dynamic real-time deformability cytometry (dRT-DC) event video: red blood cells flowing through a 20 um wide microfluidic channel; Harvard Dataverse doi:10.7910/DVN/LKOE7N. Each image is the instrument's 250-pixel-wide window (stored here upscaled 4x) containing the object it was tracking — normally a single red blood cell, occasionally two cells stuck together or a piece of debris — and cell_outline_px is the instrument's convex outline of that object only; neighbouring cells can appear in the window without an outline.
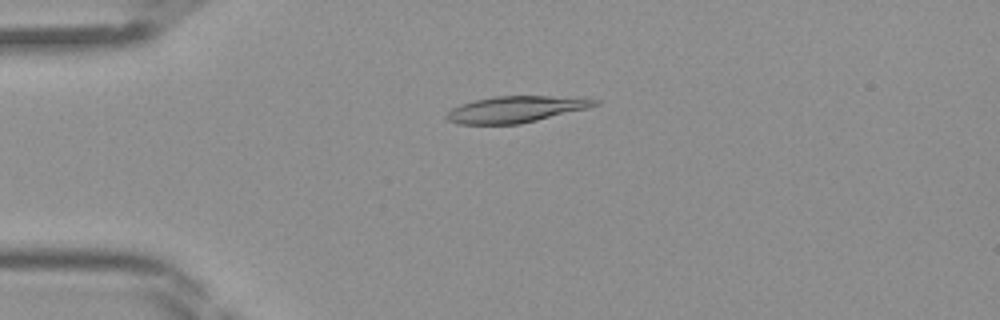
{"species": "Egyptian fruit bat (a non-hibernating species)", "species_latin": "Rousettus aegyptiacus", "temperature_condition": "room temperature", "stored_images_in_passage": 44, "camera_frame_rate_fps": 3000, "um_per_image_px": 0.085, "frame": {"image": 1, "passage_image": 11, "time_ms": 3.333, "image_size_px": [1000, 320], "cell_outline_px": [[600, 104], [588, 108], [520, 124], [460, 124], [448, 120], [444, 116], [452, 108], [460, 104], [476, 100], [496, 96], [548, 96], [600, 100]], "centroid_in_image_um": [43.82, 9.29], "position_along_channel_um": 41.2, "area_um2": 22.48}}
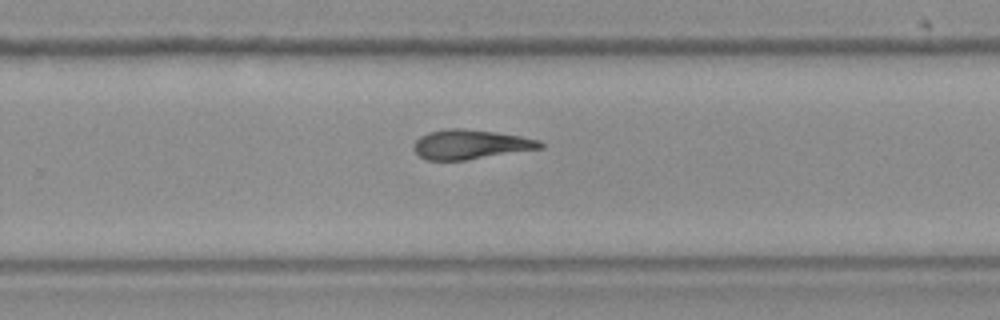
{"frame": {"image": 2, "passage_image": 29, "time_ms": 9.333, "image_size_px": [1000, 320], "cell_outline_px": [[544, 148], [464, 160], [424, 160], [412, 148], [412, 144], [420, 136], [428, 132], [448, 128], [456, 128], [492, 132], [520, 136], [540, 140], [544, 144]], "centroid_in_image_um": [39.97, 12.28], "position_along_channel_um": 289.8, "area_um2": 21.62}}
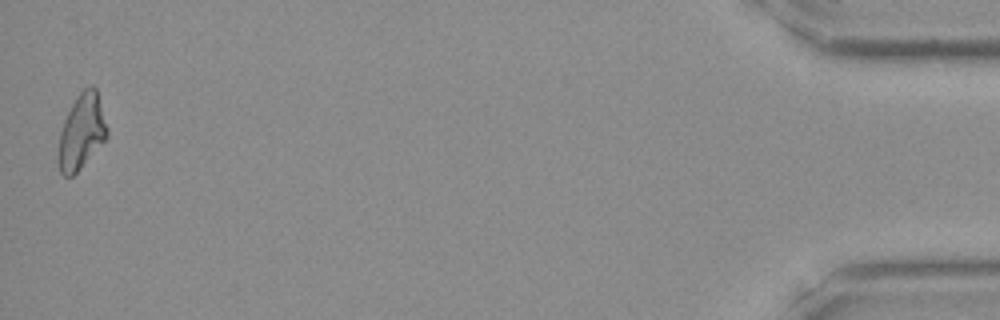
{"frame": {"image": 3, "passage_image": 44, "time_ms": 14.333, "image_size_px": [1000, 320], "cell_outline_px": [[108, 136], [80, 168], [72, 176], [64, 176], [60, 172], [56, 160], [56, 156], [60, 132], [64, 120], [76, 96], [88, 84], [92, 84], [96, 88], [108, 128]], "centroid_in_image_um": [6.91, 11.19], "position_along_channel_um": 428.3, "area_um2": 21.44}}